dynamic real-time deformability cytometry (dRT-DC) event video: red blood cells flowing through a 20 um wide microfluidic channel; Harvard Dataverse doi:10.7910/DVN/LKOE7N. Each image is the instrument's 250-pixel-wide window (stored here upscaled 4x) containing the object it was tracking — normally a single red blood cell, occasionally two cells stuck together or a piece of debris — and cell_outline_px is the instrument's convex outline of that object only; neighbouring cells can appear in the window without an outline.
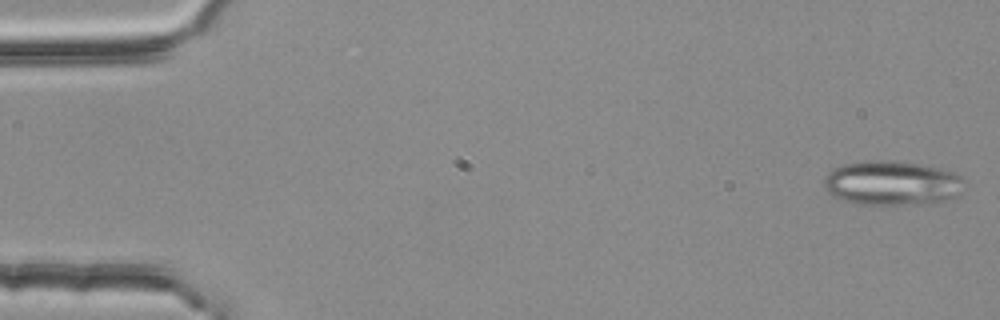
{"species": "common noctule bat (a hibernating species)", "species_latin": "Nyctalus noctula", "temperature_condition": "room temperature", "stored_images_in_passage": 16, "camera_frame_rate_fps": 3000, "um_per_image_px": 0.085, "animal": {"sex": "female", "body_mass_g": 25.1}, "frame": {"image": 1, "passage_image": 1, "time_ms": 0.0, "image_size_px": [1000, 320], "cell_outline_px": [[964, 192], [956, 196], [944, 200], [900, 204], [856, 204], [840, 200], [832, 196], [824, 188], [824, 176], [832, 168], [844, 164], [864, 160], [896, 160], [940, 168], [952, 172], [960, 176], [964, 180]], "centroid_in_image_um": [75.77, 15.54], "position_along_channel_um": 9.2, "area_um2": 36.53}}